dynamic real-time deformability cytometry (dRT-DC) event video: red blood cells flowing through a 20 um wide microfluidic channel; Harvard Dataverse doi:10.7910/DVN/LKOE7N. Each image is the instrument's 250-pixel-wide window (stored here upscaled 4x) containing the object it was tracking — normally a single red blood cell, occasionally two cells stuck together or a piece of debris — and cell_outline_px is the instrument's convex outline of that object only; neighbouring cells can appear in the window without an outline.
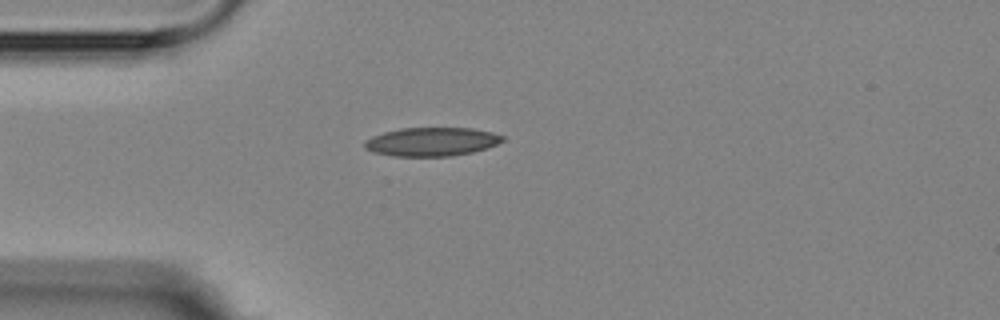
{"species": "Egyptian fruit bat (a non-hibernating species)", "species_latin": "Rousettus aegyptiacus", "temperature_condition": "room temperature", "stored_images_in_passage": 4, "camera_frame_rate_fps": 3000, "um_per_image_px": 0.085, "animal": {"sex": "female"}, "frame": {"image": 1, "passage_image": 4, "time_ms": 3.333, "image_size_px": [1000, 320], "cell_outline_px": [[504, 140], [488, 148], [472, 152], [452, 156], [392, 156], [372, 152], [364, 148], [364, 140], [372, 136], [384, 132], [400, 128], [472, 128], [492, 132], [504, 136]], "centroid_in_image_um": [36.67, 12.05], "position_along_channel_um": 48.3, "area_um2": 23.18}}